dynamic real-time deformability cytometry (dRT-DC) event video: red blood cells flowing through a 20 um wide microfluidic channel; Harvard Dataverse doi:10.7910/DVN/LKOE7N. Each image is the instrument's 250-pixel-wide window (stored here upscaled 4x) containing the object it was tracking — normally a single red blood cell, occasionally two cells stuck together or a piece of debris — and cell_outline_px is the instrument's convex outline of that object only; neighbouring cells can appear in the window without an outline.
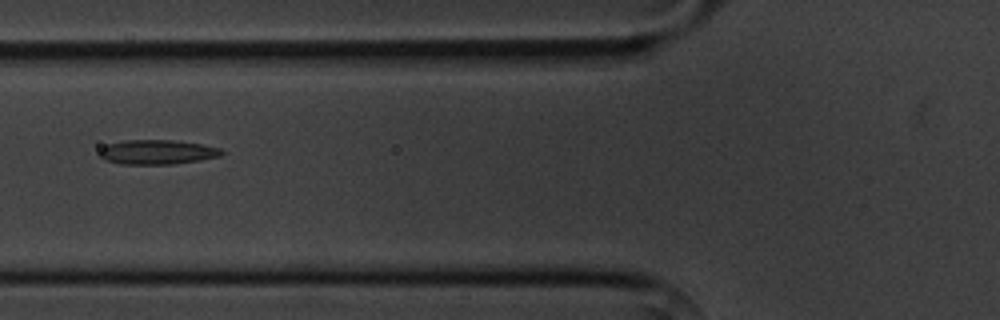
{"species": "common noctule bat (a hibernating species)", "species_latin": "Nyctalus noctula", "temperature_condition": "cold", "stored_images_in_passage": 2, "camera_frame_rate_fps": 3000, "um_per_image_px": 0.085, "animal": {"sex": "male", "body_mass_g": 20.1, "forearm_length_mm": 53.5}, "frame": {"image": 1, "passage_image": 2, "time_ms": 1.0, "image_size_px": [1000, 320], "cell_outline_px": [[224, 152], [220, 156], [200, 160], [172, 164], [120, 164], [104, 160], [100, 156], [100, 148], [108, 144], [124, 140], [176, 140], [204, 144], [220, 148]], "centroid_in_image_um": [13.37, 12.92], "position_along_channel_um": 112.4, "area_um2": 17.57}}